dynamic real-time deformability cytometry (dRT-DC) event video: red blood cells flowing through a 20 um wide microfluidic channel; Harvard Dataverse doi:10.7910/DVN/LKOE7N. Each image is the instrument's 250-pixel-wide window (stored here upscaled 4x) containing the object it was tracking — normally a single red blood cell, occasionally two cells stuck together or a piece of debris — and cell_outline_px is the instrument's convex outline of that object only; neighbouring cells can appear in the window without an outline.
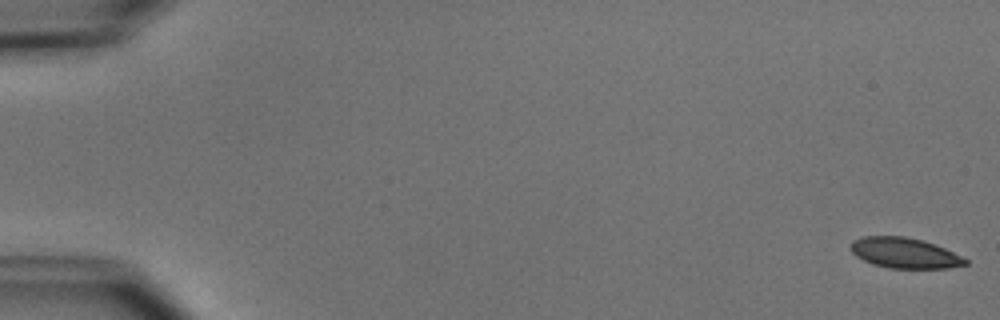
{"species": "common noctule bat (a hibernating species)", "species_latin": "Nyctalus noctula", "temperature_condition": "cold", "stored_images_in_passage": 6, "camera_frame_rate_fps": 3000, "um_per_image_px": 0.085, "animal": {"sex": "male", "body_mass_g": 15.6}, "frame": {"image": 1, "passage_image": 1, "time_ms": 0.0, "image_size_px": [1000, 320], "cell_outline_px": [[968, 264], [948, 268], [888, 268], [872, 264], [856, 256], [852, 252], [852, 240], [864, 236], [904, 236], [920, 240], [944, 248], [968, 260]], "centroid_in_image_um": [76.87, 21.51], "position_along_channel_um": 8.1, "area_um2": 20.06}}
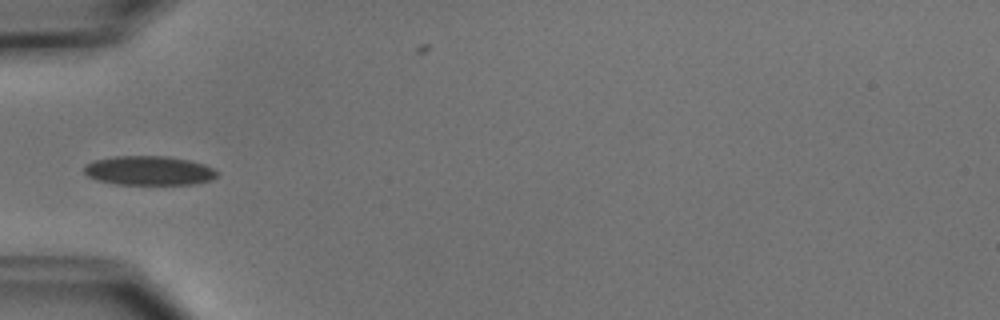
{"frame": {"image": 2, "passage_image": 5, "time_ms": 5.667, "image_size_px": [1000, 320], "cell_outline_px": [[220, 172], [212, 180], [192, 184], [116, 184], [96, 180], [88, 176], [84, 172], [84, 164], [96, 160], [112, 156], [168, 156], [188, 160], [204, 164]], "centroid_in_image_um": [12.66, 14.5], "position_along_channel_um": 72.3, "area_um2": 22.72}}